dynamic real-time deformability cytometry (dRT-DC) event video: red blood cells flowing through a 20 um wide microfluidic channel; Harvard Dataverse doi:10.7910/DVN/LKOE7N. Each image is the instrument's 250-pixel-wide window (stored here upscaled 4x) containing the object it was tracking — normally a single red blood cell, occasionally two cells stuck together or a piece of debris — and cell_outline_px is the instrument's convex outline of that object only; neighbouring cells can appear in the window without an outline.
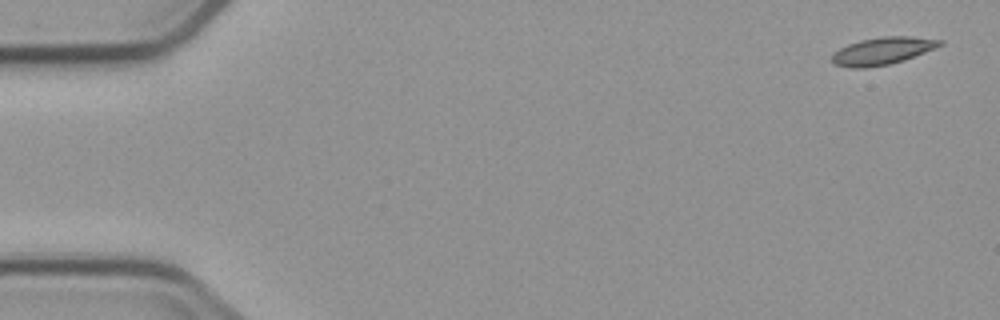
{"species": "common noctule bat (a hibernating species)", "species_latin": "Nyctalus noctula", "temperature_condition": "cold", "stored_images_in_passage": 6, "segment_of_instrument_passage": [1, 2], "camera_frame_rate_fps": 3000, "um_per_image_px": 0.085, "animal": {"sex": "male", "body_mass_g": 23.1, "forearm_length_mm": 52.7}, "frame": {"image": 1, "passage_image": 1, "time_ms": 0.0, "image_size_px": [1000, 320], "cell_outline_px": [[944, 44], [936, 48], [904, 60], [888, 64], [864, 68], [848, 68], [836, 64], [832, 60], [832, 52], [848, 44], [860, 40], [880, 36], [912, 36], [944, 40]], "centroid_in_image_um": [75.03, 4.31], "position_along_channel_um": 10.0, "area_um2": 17.34}}
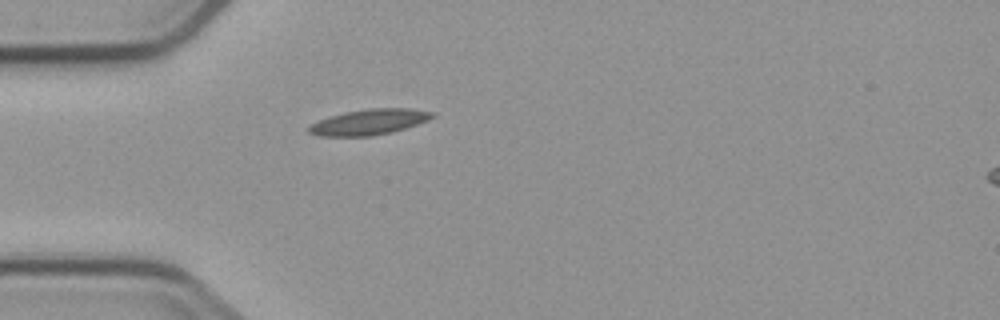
{"frame": {"image": 2, "passage_image": 5, "time_ms": 4.667, "image_size_px": [1000, 320], "cell_outline_px": [[436, 116], [428, 120], [392, 132], [368, 136], [320, 136], [308, 132], [308, 124], [328, 116], [344, 112], [368, 108], [412, 108], [436, 112]], "centroid_in_image_um": [31.36, 10.35], "position_along_channel_um": 53.6, "area_um2": 18.61}}